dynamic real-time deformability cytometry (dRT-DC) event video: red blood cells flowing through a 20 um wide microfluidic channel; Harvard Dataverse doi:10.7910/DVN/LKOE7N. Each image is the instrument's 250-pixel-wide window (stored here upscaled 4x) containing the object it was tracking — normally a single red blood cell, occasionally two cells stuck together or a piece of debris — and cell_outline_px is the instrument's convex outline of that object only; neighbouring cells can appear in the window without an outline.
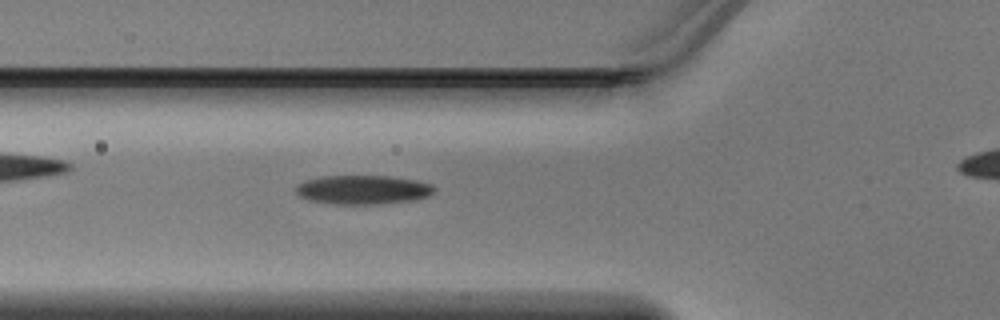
{"species": "Egyptian fruit bat (a non-hibernating species)", "species_latin": "Rousettus aegyptiacus", "temperature_condition": "warm", "stored_images_in_passage": 35, "camera_frame_rate_fps": 3000, "um_per_image_px": 0.085, "animal": {"sex": "male"}, "frame": {"image": 1, "passage_image": 10, "time_ms": 3.0, "image_size_px": [1000, 320], "cell_outline_px": [[436, 188], [428, 196], [408, 200], [376, 204], [336, 204], [312, 200], [300, 196], [296, 192], [296, 184], [304, 180], [320, 176], [388, 176], [416, 180], [432, 184]], "centroid_in_image_um": [30.82, 16.11], "position_along_channel_um": 95.0, "area_um2": 23.18}}
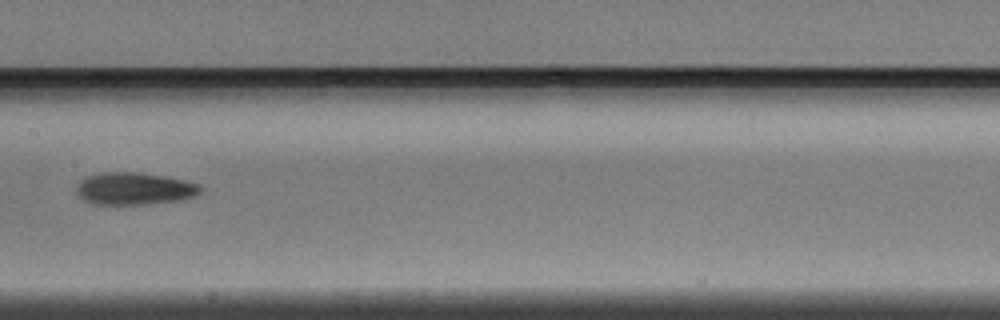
{"frame": {"image": 2, "passage_image": 17, "time_ms": 5.333, "image_size_px": [1000, 320], "cell_outline_px": [[204, 188], [196, 196], [180, 200], [144, 204], [92, 204], [76, 196], [76, 188], [80, 180], [88, 176], [104, 172], [136, 172], [168, 176], [200, 184]], "centroid_in_image_um": [11.43, 16.03], "position_along_channel_um": 196.0, "area_um2": 23.58}}
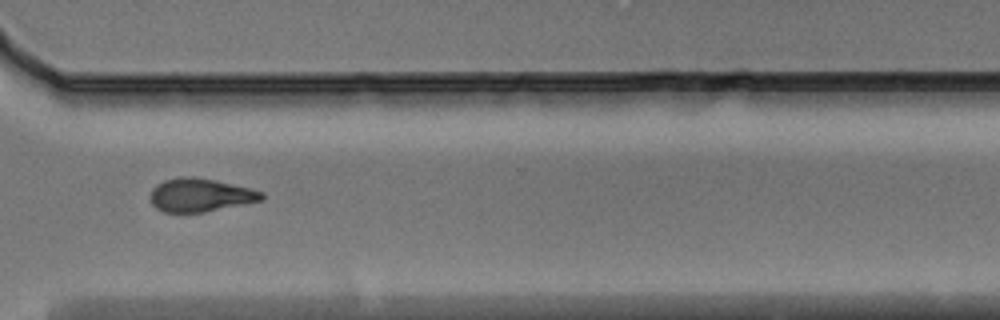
{"frame": {"image": 3, "passage_image": 28, "time_ms": 9.0, "image_size_px": [1000, 320], "cell_outline_px": [[264, 200], [204, 212], [164, 212], [156, 208], [152, 204], [152, 188], [156, 184], [164, 180], [180, 176], [192, 176], [232, 184], [264, 192]], "centroid_in_image_um": [17.02, 16.58], "position_along_channel_um": 353.6, "area_um2": 21.44}}